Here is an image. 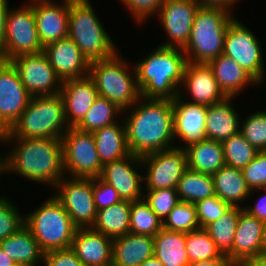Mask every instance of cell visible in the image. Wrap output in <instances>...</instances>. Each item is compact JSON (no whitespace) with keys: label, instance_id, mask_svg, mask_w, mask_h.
Masks as SVG:
<instances>
[{"label":"cell","instance_id":"50","mask_svg":"<svg viewBox=\"0 0 266 266\" xmlns=\"http://www.w3.org/2000/svg\"><path fill=\"white\" fill-rule=\"evenodd\" d=\"M9 0H0V59H4L6 47V22L10 10Z\"/></svg>","mask_w":266,"mask_h":266},{"label":"cell","instance_id":"18","mask_svg":"<svg viewBox=\"0 0 266 266\" xmlns=\"http://www.w3.org/2000/svg\"><path fill=\"white\" fill-rule=\"evenodd\" d=\"M174 113V140L182 141L177 148L186 149L206 137L207 106L188 102L177 96L172 100ZM179 138V139H178Z\"/></svg>","mask_w":266,"mask_h":266},{"label":"cell","instance_id":"22","mask_svg":"<svg viewBox=\"0 0 266 266\" xmlns=\"http://www.w3.org/2000/svg\"><path fill=\"white\" fill-rule=\"evenodd\" d=\"M60 95L64 101L65 118L69 127H76L83 120L99 96L89 75L63 81Z\"/></svg>","mask_w":266,"mask_h":266},{"label":"cell","instance_id":"55","mask_svg":"<svg viewBox=\"0 0 266 266\" xmlns=\"http://www.w3.org/2000/svg\"><path fill=\"white\" fill-rule=\"evenodd\" d=\"M251 262L255 266H266V253H259Z\"/></svg>","mask_w":266,"mask_h":266},{"label":"cell","instance_id":"21","mask_svg":"<svg viewBox=\"0 0 266 266\" xmlns=\"http://www.w3.org/2000/svg\"><path fill=\"white\" fill-rule=\"evenodd\" d=\"M43 53L62 82L88 76L90 63L69 37L47 44Z\"/></svg>","mask_w":266,"mask_h":266},{"label":"cell","instance_id":"54","mask_svg":"<svg viewBox=\"0 0 266 266\" xmlns=\"http://www.w3.org/2000/svg\"><path fill=\"white\" fill-rule=\"evenodd\" d=\"M140 266H164V264L155 256L144 260Z\"/></svg>","mask_w":266,"mask_h":266},{"label":"cell","instance_id":"33","mask_svg":"<svg viewBox=\"0 0 266 266\" xmlns=\"http://www.w3.org/2000/svg\"><path fill=\"white\" fill-rule=\"evenodd\" d=\"M131 202L122 200L97 211L92 229L112 239L130 233Z\"/></svg>","mask_w":266,"mask_h":266},{"label":"cell","instance_id":"14","mask_svg":"<svg viewBox=\"0 0 266 266\" xmlns=\"http://www.w3.org/2000/svg\"><path fill=\"white\" fill-rule=\"evenodd\" d=\"M9 61L32 97L60 94L62 80L43 52L18 55Z\"/></svg>","mask_w":266,"mask_h":266},{"label":"cell","instance_id":"16","mask_svg":"<svg viewBox=\"0 0 266 266\" xmlns=\"http://www.w3.org/2000/svg\"><path fill=\"white\" fill-rule=\"evenodd\" d=\"M31 97L12 63L0 59V124L7 131L20 118Z\"/></svg>","mask_w":266,"mask_h":266},{"label":"cell","instance_id":"42","mask_svg":"<svg viewBox=\"0 0 266 266\" xmlns=\"http://www.w3.org/2000/svg\"><path fill=\"white\" fill-rule=\"evenodd\" d=\"M13 203L9 197L0 195V241L25 226V215Z\"/></svg>","mask_w":266,"mask_h":266},{"label":"cell","instance_id":"45","mask_svg":"<svg viewBox=\"0 0 266 266\" xmlns=\"http://www.w3.org/2000/svg\"><path fill=\"white\" fill-rule=\"evenodd\" d=\"M130 12L135 23L144 24L152 16H156L164 3V0H119ZM151 17V18H150Z\"/></svg>","mask_w":266,"mask_h":266},{"label":"cell","instance_id":"31","mask_svg":"<svg viewBox=\"0 0 266 266\" xmlns=\"http://www.w3.org/2000/svg\"><path fill=\"white\" fill-rule=\"evenodd\" d=\"M188 169L213 175L225 163L222 142L206 139L185 149Z\"/></svg>","mask_w":266,"mask_h":266},{"label":"cell","instance_id":"12","mask_svg":"<svg viewBox=\"0 0 266 266\" xmlns=\"http://www.w3.org/2000/svg\"><path fill=\"white\" fill-rule=\"evenodd\" d=\"M14 9L10 7L6 22V47L4 61L22 54L43 52L39 40L33 6L26 4Z\"/></svg>","mask_w":266,"mask_h":266},{"label":"cell","instance_id":"51","mask_svg":"<svg viewBox=\"0 0 266 266\" xmlns=\"http://www.w3.org/2000/svg\"><path fill=\"white\" fill-rule=\"evenodd\" d=\"M200 6L205 7H220L224 8L230 12L241 0H195ZM235 4V5H234Z\"/></svg>","mask_w":266,"mask_h":266},{"label":"cell","instance_id":"49","mask_svg":"<svg viewBox=\"0 0 266 266\" xmlns=\"http://www.w3.org/2000/svg\"><path fill=\"white\" fill-rule=\"evenodd\" d=\"M262 192V196H258L260 198H257V202L255 204H246L244 206V211L247 212L250 216L257 218L260 221L266 222V187L265 188H259L251 190L250 194L253 196V194L256 192ZM254 192V193H253Z\"/></svg>","mask_w":266,"mask_h":266},{"label":"cell","instance_id":"13","mask_svg":"<svg viewBox=\"0 0 266 266\" xmlns=\"http://www.w3.org/2000/svg\"><path fill=\"white\" fill-rule=\"evenodd\" d=\"M141 161L145 171L144 190L176 189L188 169L186 151L177 147L147 154L141 157Z\"/></svg>","mask_w":266,"mask_h":266},{"label":"cell","instance_id":"59","mask_svg":"<svg viewBox=\"0 0 266 266\" xmlns=\"http://www.w3.org/2000/svg\"><path fill=\"white\" fill-rule=\"evenodd\" d=\"M232 266H255V265L250 261V262H235L232 263Z\"/></svg>","mask_w":266,"mask_h":266},{"label":"cell","instance_id":"37","mask_svg":"<svg viewBox=\"0 0 266 266\" xmlns=\"http://www.w3.org/2000/svg\"><path fill=\"white\" fill-rule=\"evenodd\" d=\"M186 252L190 263L216 258H228L221 253L204 228L186 233Z\"/></svg>","mask_w":266,"mask_h":266},{"label":"cell","instance_id":"9","mask_svg":"<svg viewBox=\"0 0 266 266\" xmlns=\"http://www.w3.org/2000/svg\"><path fill=\"white\" fill-rule=\"evenodd\" d=\"M233 17L224 37L223 55L233 59L260 85L264 83L266 68L262 45L247 25Z\"/></svg>","mask_w":266,"mask_h":266},{"label":"cell","instance_id":"25","mask_svg":"<svg viewBox=\"0 0 266 266\" xmlns=\"http://www.w3.org/2000/svg\"><path fill=\"white\" fill-rule=\"evenodd\" d=\"M234 99L235 97H226L223 101L207 106V139L223 142L240 132L241 114L232 104Z\"/></svg>","mask_w":266,"mask_h":266},{"label":"cell","instance_id":"52","mask_svg":"<svg viewBox=\"0 0 266 266\" xmlns=\"http://www.w3.org/2000/svg\"><path fill=\"white\" fill-rule=\"evenodd\" d=\"M188 266H232V262L229 258H216L190 263Z\"/></svg>","mask_w":266,"mask_h":266},{"label":"cell","instance_id":"30","mask_svg":"<svg viewBox=\"0 0 266 266\" xmlns=\"http://www.w3.org/2000/svg\"><path fill=\"white\" fill-rule=\"evenodd\" d=\"M0 247L19 266H41L44 263L45 253L26 226L1 240Z\"/></svg>","mask_w":266,"mask_h":266},{"label":"cell","instance_id":"4","mask_svg":"<svg viewBox=\"0 0 266 266\" xmlns=\"http://www.w3.org/2000/svg\"><path fill=\"white\" fill-rule=\"evenodd\" d=\"M90 0H70L68 37L89 61L110 58L118 52Z\"/></svg>","mask_w":266,"mask_h":266},{"label":"cell","instance_id":"44","mask_svg":"<svg viewBox=\"0 0 266 266\" xmlns=\"http://www.w3.org/2000/svg\"><path fill=\"white\" fill-rule=\"evenodd\" d=\"M200 228L218 220L231 206L217 195L195 203Z\"/></svg>","mask_w":266,"mask_h":266},{"label":"cell","instance_id":"19","mask_svg":"<svg viewBox=\"0 0 266 266\" xmlns=\"http://www.w3.org/2000/svg\"><path fill=\"white\" fill-rule=\"evenodd\" d=\"M185 93L189 97H184ZM179 96L188 102L205 106H210L226 98L219 89L212 68L205 63L192 62H187L185 67Z\"/></svg>","mask_w":266,"mask_h":266},{"label":"cell","instance_id":"6","mask_svg":"<svg viewBox=\"0 0 266 266\" xmlns=\"http://www.w3.org/2000/svg\"><path fill=\"white\" fill-rule=\"evenodd\" d=\"M69 128L60 94L35 96L4 137L61 139Z\"/></svg>","mask_w":266,"mask_h":266},{"label":"cell","instance_id":"8","mask_svg":"<svg viewBox=\"0 0 266 266\" xmlns=\"http://www.w3.org/2000/svg\"><path fill=\"white\" fill-rule=\"evenodd\" d=\"M33 210L24 214L25 226L41 250L47 253L71 248L77 227L62 204L54 196H50Z\"/></svg>","mask_w":266,"mask_h":266},{"label":"cell","instance_id":"58","mask_svg":"<svg viewBox=\"0 0 266 266\" xmlns=\"http://www.w3.org/2000/svg\"><path fill=\"white\" fill-rule=\"evenodd\" d=\"M7 130L0 124V144L2 143L4 136L7 134Z\"/></svg>","mask_w":266,"mask_h":266},{"label":"cell","instance_id":"32","mask_svg":"<svg viewBox=\"0 0 266 266\" xmlns=\"http://www.w3.org/2000/svg\"><path fill=\"white\" fill-rule=\"evenodd\" d=\"M154 256L164 266H188L190 262L186 252V233L162 228L154 236Z\"/></svg>","mask_w":266,"mask_h":266},{"label":"cell","instance_id":"56","mask_svg":"<svg viewBox=\"0 0 266 266\" xmlns=\"http://www.w3.org/2000/svg\"><path fill=\"white\" fill-rule=\"evenodd\" d=\"M260 253H266V222L264 223L261 239Z\"/></svg>","mask_w":266,"mask_h":266},{"label":"cell","instance_id":"41","mask_svg":"<svg viewBox=\"0 0 266 266\" xmlns=\"http://www.w3.org/2000/svg\"><path fill=\"white\" fill-rule=\"evenodd\" d=\"M242 119L240 133L258 151H266V109L249 113Z\"/></svg>","mask_w":266,"mask_h":266},{"label":"cell","instance_id":"48","mask_svg":"<svg viewBox=\"0 0 266 266\" xmlns=\"http://www.w3.org/2000/svg\"><path fill=\"white\" fill-rule=\"evenodd\" d=\"M43 266H85L69 248L52 250L44 255Z\"/></svg>","mask_w":266,"mask_h":266},{"label":"cell","instance_id":"1","mask_svg":"<svg viewBox=\"0 0 266 266\" xmlns=\"http://www.w3.org/2000/svg\"><path fill=\"white\" fill-rule=\"evenodd\" d=\"M123 113L131 154L142 157L173 148L177 144L174 140L172 99L141 97Z\"/></svg>","mask_w":266,"mask_h":266},{"label":"cell","instance_id":"57","mask_svg":"<svg viewBox=\"0 0 266 266\" xmlns=\"http://www.w3.org/2000/svg\"><path fill=\"white\" fill-rule=\"evenodd\" d=\"M4 172H5V155H1L0 153V179L4 175L3 174Z\"/></svg>","mask_w":266,"mask_h":266},{"label":"cell","instance_id":"40","mask_svg":"<svg viewBox=\"0 0 266 266\" xmlns=\"http://www.w3.org/2000/svg\"><path fill=\"white\" fill-rule=\"evenodd\" d=\"M163 228L183 233L199 229L195 204L180 201L163 221Z\"/></svg>","mask_w":266,"mask_h":266},{"label":"cell","instance_id":"46","mask_svg":"<svg viewBox=\"0 0 266 266\" xmlns=\"http://www.w3.org/2000/svg\"><path fill=\"white\" fill-rule=\"evenodd\" d=\"M247 186L251 189L266 187V151H259L256 157L242 169Z\"/></svg>","mask_w":266,"mask_h":266},{"label":"cell","instance_id":"3","mask_svg":"<svg viewBox=\"0 0 266 266\" xmlns=\"http://www.w3.org/2000/svg\"><path fill=\"white\" fill-rule=\"evenodd\" d=\"M187 57L180 48L158 45L134 64L143 98L175 99L183 82Z\"/></svg>","mask_w":266,"mask_h":266},{"label":"cell","instance_id":"7","mask_svg":"<svg viewBox=\"0 0 266 266\" xmlns=\"http://www.w3.org/2000/svg\"><path fill=\"white\" fill-rule=\"evenodd\" d=\"M232 13L220 7L199 8L190 38L183 48L188 62L208 64L223 54L224 37L234 16Z\"/></svg>","mask_w":266,"mask_h":266},{"label":"cell","instance_id":"11","mask_svg":"<svg viewBox=\"0 0 266 266\" xmlns=\"http://www.w3.org/2000/svg\"><path fill=\"white\" fill-rule=\"evenodd\" d=\"M77 228H92L97 209L93 200V178L66 176L52 189Z\"/></svg>","mask_w":266,"mask_h":266},{"label":"cell","instance_id":"43","mask_svg":"<svg viewBox=\"0 0 266 266\" xmlns=\"http://www.w3.org/2000/svg\"><path fill=\"white\" fill-rule=\"evenodd\" d=\"M143 198L162 222L180 202L177 190L172 188L144 190Z\"/></svg>","mask_w":266,"mask_h":266},{"label":"cell","instance_id":"5","mask_svg":"<svg viewBox=\"0 0 266 266\" xmlns=\"http://www.w3.org/2000/svg\"><path fill=\"white\" fill-rule=\"evenodd\" d=\"M127 62L118 51L110 58L91 62L88 73L99 96L112 101L123 111L141 98L135 67L130 69Z\"/></svg>","mask_w":266,"mask_h":266},{"label":"cell","instance_id":"27","mask_svg":"<svg viewBox=\"0 0 266 266\" xmlns=\"http://www.w3.org/2000/svg\"><path fill=\"white\" fill-rule=\"evenodd\" d=\"M208 65L214 72L219 89L226 97H236L240 92L245 91V88L247 89L248 86H260V84L233 59L223 54L211 60Z\"/></svg>","mask_w":266,"mask_h":266},{"label":"cell","instance_id":"23","mask_svg":"<svg viewBox=\"0 0 266 266\" xmlns=\"http://www.w3.org/2000/svg\"><path fill=\"white\" fill-rule=\"evenodd\" d=\"M112 241L92 228H77L70 249L85 266H112Z\"/></svg>","mask_w":266,"mask_h":266},{"label":"cell","instance_id":"24","mask_svg":"<svg viewBox=\"0 0 266 266\" xmlns=\"http://www.w3.org/2000/svg\"><path fill=\"white\" fill-rule=\"evenodd\" d=\"M264 222L244 210L239 215L232 247V263L250 262L259 253Z\"/></svg>","mask_w":266,"mask_h":266},{"label":"cell","instance_id":"34","mask_svg":"<svg viewBox=\"0 0 266 266\" xmlns=\"http://www.w3.org/2000/svg\"><path fill=\"white\" fill-rule=\"evenodd\" d=\"M244 209L231 206L218 220L210 223L204 229L216 243L223 255L232 262V247L239 215Z\"/></svg>","mask_w":266,"mask_h":266},{"label":"cell","instance_id":"26","mask_svg":"<svg viewBox=\"0 0 266 266\" xmlns=\"http://www.w3.org/2000/svg\"><path fill=\"white\" fill-rule=\"evenodd\" d=\"M154 256V237L128 233L112 241V266H140Z\"/></svg>","mask_w":266,"mask_h":266},{"label":"cell","instance_id":"36","mask_svg":"<svg viewBox=\"0 0 266 266\" xmlns=\"http://www.w3.org/2000/svg\"><path fill=\"white\" fill-rule=\"evenodd\" d=\"M123 110L107 98L98 96L83 120L76 126L78 130L93 133L100 128L120 120ZM120 116V117H118ZM118 117V118H116ZM118 119V120H117Z\"/></svg>","mask_w":266,"mask_h":266},{"label":"cell","instance_id":"39","mask_svg":"<svg viewBox=\"0 0 266 266\" xmlns=\"http://www.w3.org/2000/svg\"><path fill=\"white\" fill-rule=\"evenodd\" d=\"M222 145L226 165L241 170L247 166L259 152L247 142L240 132L224 140Z\"/></svg>","mask_w":266,"mask_h":266},{"label":"cell","instance_id":"47","mask_svg":"<svg viewBox=\"0 0 266 266\" xmlns=\"http://www.w3.org/2000/svg\"><path fill=\"white\" fill-rule=\"evenodd\" d=\"M93 200L97 211L122 201L119 193L100 177L93 178Z\"/></svg>","mask_w":266,"mask_h":266},{"label":"cell","instance_id":"38","mask_svg":"<svg viewBox=\"0 0 266 266\" xmlns=\"http://www.w3.org/2000/svg\"><path fill=\"white\" fill-rule=\"evenodd\" d=\"M163 228V222L143 199L131 202L130 233L154 237Z\"/></svg>","mask_w":266,"mask_h":266},{"label":"cell","instance_id":"17","mask_svg":"<svg viewBox=\"0 0 266 266\" xmlns=\"http://www.w3.org/2000/svg\"><path fill=\"white\" fill-rule=\"evenodd\" d=\"M139 168L143 170L141 157L130 154L104 164L100 178L110 184L122 200L138 201L144 197V180Z\"/></svg>","mask_w":266,"mask_h":266},{"label":"cell","instance_id":"10","mask_svg":"<svg viewBox=\"0 0 266 266\" xmlns=\"http://www.w3.org/2000/svg\"><path fill=\"white\" fill-rule=\"evenodd\" d=\"M61 140L66 177H100L103 165L98 157L93 133L70 127Z\"/></svg>","mask_w":266,"mask_h":266},{"label":"cell","instance_id":"2","mask_svg":"<svg viewBox=\"0 0 266 266\" xmlns=\"http://www.w3.org/2000/svg\"><path fill=\"white\" fill-rule=\"evenodd\" d=\"M5 143L6 146L13 143L5 153L7 175L15 173L42 186L49 185L52 189L66 176L61 139L4 137L1 145Z\"/></svg>","mask_w":266,"mask_h":266},{"label":"cell","instance_id":"28","mask_svg":"<svg viewBox=\"0 0 266 266\" xmlns=\"http://www.w3.org/2000/svg\"><path fill=\"white\" fill-rule=\"evenodd\" d=\"M121 119L93 132L96 150L102 165L122 159L131 154L127 145L123 117Z\"/></svg>","mask_w":266,"mask_h":266},{"label":"cell","instance_id":"53","mask_svg":"<svg viewBox=\"0 0 266 266\" xmlns=\"http://www.w3.org/2000/svg\"><path fill=\"white\" fill-rule=\"evenodd\" d=\"M0 266H19V265L10 257H8L0 247Z\"/></svg>","mask_w":266,"mask_h":266},{"label":"cell","instance_id":"35","mask_svg":"<svg viewBox=\"0 0 266 266\" xmlns=\"http://www.w3.org/2000/svg\"><path fill=\"white\" fill-rule=\"evenodd\" d=\"M176 190L180 201L193 204L215 195L212 175L190 169L182 174Z\"/></svg>","mask_w":266,"mask_h":266},{"label":"cell","instance_id":"29","mask_svg":"<svg viewBox=\"0 0 266 266\" xmlns=\"http://www.w3.org/2000/svg\"><path fill=\"white\" fill-rule=\"evenodd\" d=\"M212 178L215 195L230 206L244 208V202L251 198V189L247 186L241 169L224 165Z\"/></svg>","mask_w":266,"mask_h":266},{"label":"cell","instance_id":"20","mask_svg":"<svg viewBox=\"0 0 266 266\" xmlns=\"http://www.w3.org/2000/svg\"><path fill=\"white\" fill-rule=\"evenodd\" d=\"M42 46L68 37L70 0H28Z\"/></svg>","mask_w":266,"mask_h":266},{"label":"cell","instance_id":"15","mask_svg":"<svg viewBox=\"0 0 266 266\" xmlns=\"http://www.w3.org/2000/svg\"><path fill=\"white\" fill-rule=\"evenodd\" d=\"M200 7L195 0H164L157 18L169 40L159 45L183 49L188 43Z\"/></svg>","mask_w":266,"mask_h":266}]
</instances>
